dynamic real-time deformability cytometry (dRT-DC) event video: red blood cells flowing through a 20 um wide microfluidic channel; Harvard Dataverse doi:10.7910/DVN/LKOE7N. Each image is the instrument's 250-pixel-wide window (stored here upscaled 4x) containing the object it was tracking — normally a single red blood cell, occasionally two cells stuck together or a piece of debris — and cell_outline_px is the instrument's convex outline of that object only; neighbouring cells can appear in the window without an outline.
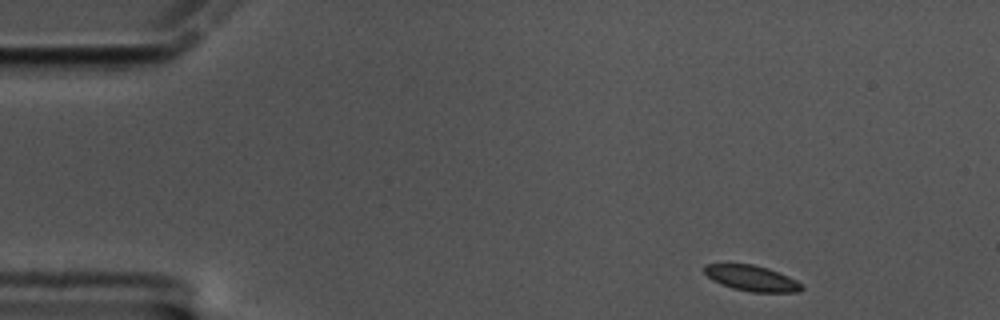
{"species": "common noctule bat (a hibernating species)", "species_latin": "Nyctalus noctula", "temperature_condition": "cold", "stored_images_in_passage": 54, "camera_frame_rate_fps": 3000, "um_per_image_px": 0.085, "animal": {"sex": "male", "body_mass_g": 17.5, "forearm_length_mm": 52.3}, "frame": {"image": 1, "passage_image": 1, "time_ms": 0.0, "image_size_px": [1000, 320], "cell_outline_px": [[804, 288], [800, 292], [752, 292], [732, 288], [720, 284], [712, 280], [704, 272], [704, 264], [752, 264], [768, 268], [788, 276], [796, 280]], "centroid_in_image_um": [63.89, 23.65], "position_along_channel_um": 21.1, "area_um2": 14.51}}
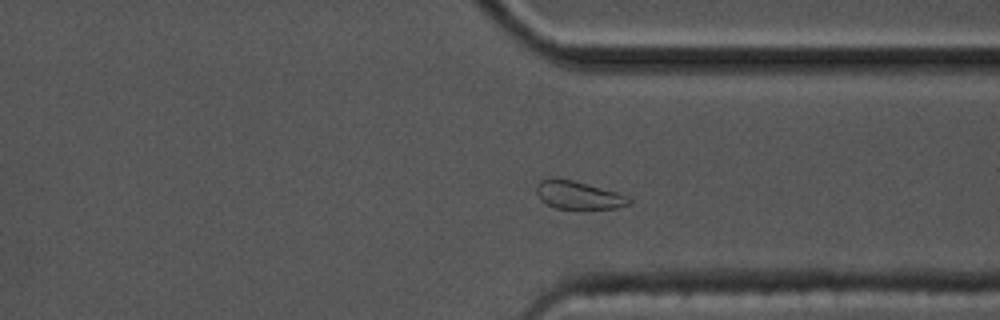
{"frame": {"image": 2, "passage_image": 39, "time_ms": 12.667, "image_size_px": [1000, 320], "cell_outline_px": [[632, 200], [628, 204], [616, 208], [556, 208], [540, 200], [536, 192], [536, 184], [540, 180], [548, 176], [552, 176], [572, 180], [616, 192], [628, 196]], "centroid_in_image_um": [49.09, 16.55], "position_along_channel_um": 362.3, "area_um2": 15.09}}
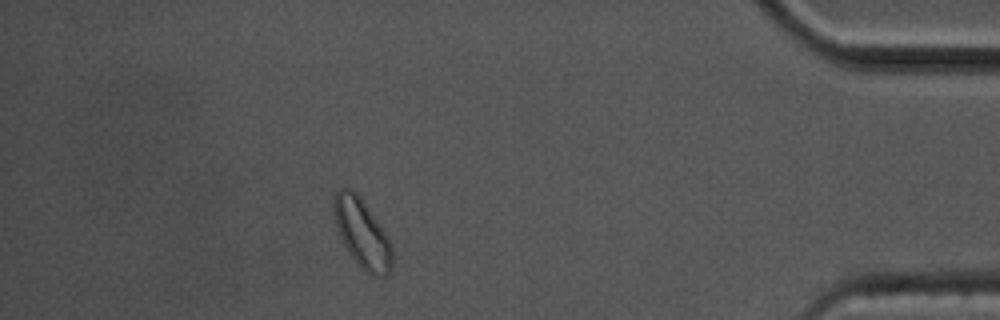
{"frame": {"image": 3, "passage_image": 47, "time_ms": 15.333, "image_size_px": [1000, 320], "cell_outline_px": [[392, 272], [388, 276], [372, 276], [364, 272], [360, 268], [348, 252], [340, 236], [332, 212], [332, 200], [336, 192], [340, 188], [352, 188], [360, 196], [392, 244]], "centroid_in_image_um": [30.77, 19.86], "position_along_channel_um": 404.4, "area_um2": 23.64}, "authors_computed_cell_mechanics": {"area_um2": 15.1147, "velocity_mm_per_s": 3.3408, "shape_relaxation_time_tau1_ms": 3.9668, "shape_relaxation_time_tau2_ms": 10.6591, "deformation_change_tau1": 0.0507, "deformation_change_tau2": 0.1259}}